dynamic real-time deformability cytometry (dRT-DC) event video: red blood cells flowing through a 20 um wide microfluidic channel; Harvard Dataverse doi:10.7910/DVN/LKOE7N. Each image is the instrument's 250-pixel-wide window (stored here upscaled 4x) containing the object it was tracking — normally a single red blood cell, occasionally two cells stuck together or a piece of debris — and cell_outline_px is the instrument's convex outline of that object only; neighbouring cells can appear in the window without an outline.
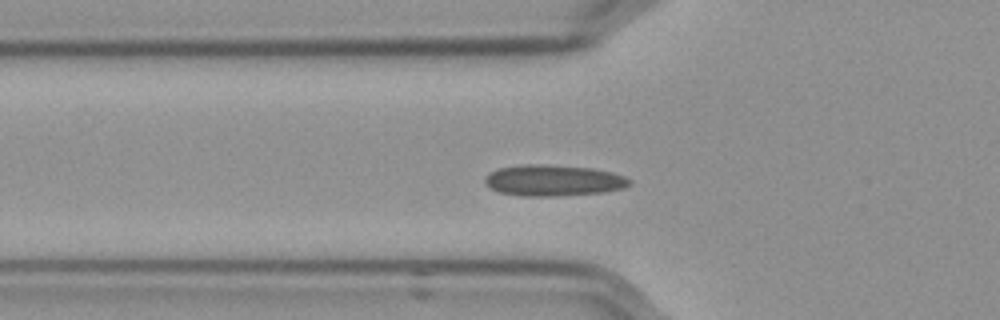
{"species": "Egyptian fruit bat (a non-hibernating species)", "species_latin": "Rousettus aegyptiacus", "temperature_condition": "cold", "stored_images_in_passage": 45, "camera_frame_rate_fps": 3000, "um_per_image_px": 0.085, "frame": {"image": 1, "passage_image": 7, "time_ms": 2.0, "image_size_px": [1000, 320], "cell_outline_px": [[632, 184], [624, 188], [604, 192], [556, 196], [520, 196], [500, 192], [488, 188], [484, 184], [484, 176], [488, 172], [500, 168], [524, 164], [548, 164], [592, 168], [612, 172], [624, 176], [632, 180]], "centroid_in_image_um": [47.01, 15.33], "position_along_channel_um": 78.8, "area_um2": 26.65}}
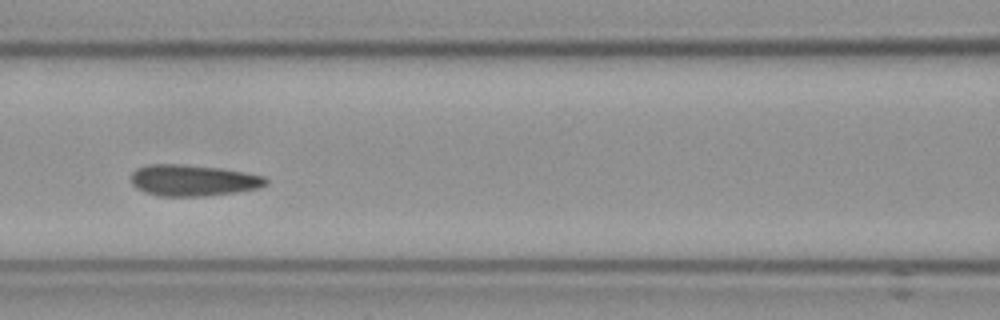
{"frame": {"image": 2, "passage_image": 13, "time_ms": 4.0, "image_size_px": [1000, 320], "cell_outline_px": [[268, 184], [256, 188], [236, 192], [204, 196], [156, 196], [144, 192], [136, 188], [132, 184], [128, 176], [136, 168], [148, 164], [184, 164], [220, 168], [244, 172], [264, 176], [268, 180]], "centroid_in_image_um": [16.34, 15.32], "position_along_channel_um": 150.3, "area_um2": 24.85}}
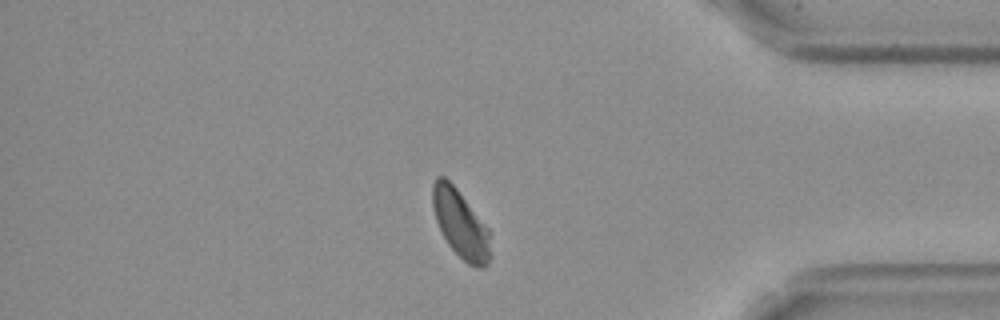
{"frame": {"image": 3, "passage_image": 36, "time_ms": 11.667, "image_size_px": [1000, 320], "cell_outline_px": [[492, 256], [488, 264], [480, 268], [476, 268], [468, 264], [448, 244], [436, 220], [432, 204], [432, 184], [436, 176], [444, 176], [456, 188], [488, 228]], "centroid_in_image_um": [39.15, 19.04], "position_along_channel_um": 396.0, "area_um2": 22.72}, "authors_computed_cell_mechanics": {"area_um2": 23.987, "velocity_mm_per_s": 3.5274, "shape_relaxation_time_tau1_ms": null, "shape_relaxation_time_tau2_ms": 0.776, "deformation_change_tau1": null, "deformation_change_tau2": 0.0565}}